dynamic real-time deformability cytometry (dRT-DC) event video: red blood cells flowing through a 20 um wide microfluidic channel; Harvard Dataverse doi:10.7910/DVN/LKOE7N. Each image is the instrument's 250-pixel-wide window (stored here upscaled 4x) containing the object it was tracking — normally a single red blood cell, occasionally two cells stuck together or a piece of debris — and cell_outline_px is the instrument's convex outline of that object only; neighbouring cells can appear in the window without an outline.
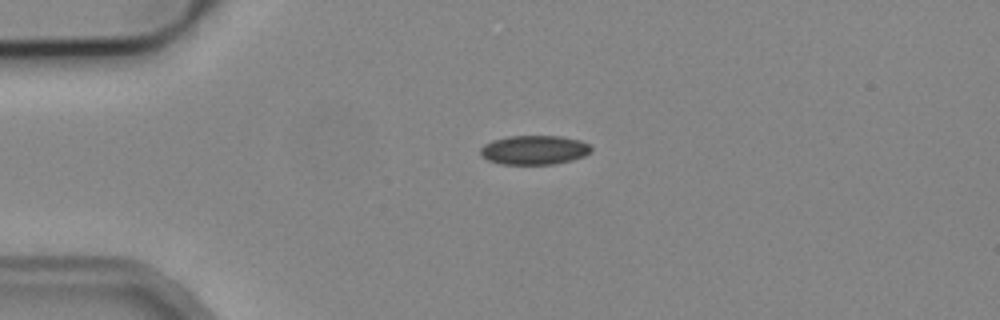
{"species": "common noctule bat (a hibernating species)", "species_latin": "Nyctalus noctula", "temperature_condition": "cold", "stored_images_in_passage": 2, "camera_frame_rate_fps": 3000, "um_per_image_px": 0.085, "animal": {"sex": "male", "body_mass_g": 19.2, "forearm_length_mm": 51.8}, "frame": {"image": 1, "passage_image": 1, "time_ms": 0.0, "image_size_px": [1000, 320], "cell_outline_px": [[592, 152], [584, 156], [572, 160], [552, 164], [500, 164], [488, 160], [480, 156], [480, 148], [484, 144], [492, 140], [508, 136], [560, 136], [580, 140], [588, 144], [592, 148]], "centroid_in_image_um": [45.39, 12.74], "position_along_channel_um": 39.6, "area_um2": 18.96}}